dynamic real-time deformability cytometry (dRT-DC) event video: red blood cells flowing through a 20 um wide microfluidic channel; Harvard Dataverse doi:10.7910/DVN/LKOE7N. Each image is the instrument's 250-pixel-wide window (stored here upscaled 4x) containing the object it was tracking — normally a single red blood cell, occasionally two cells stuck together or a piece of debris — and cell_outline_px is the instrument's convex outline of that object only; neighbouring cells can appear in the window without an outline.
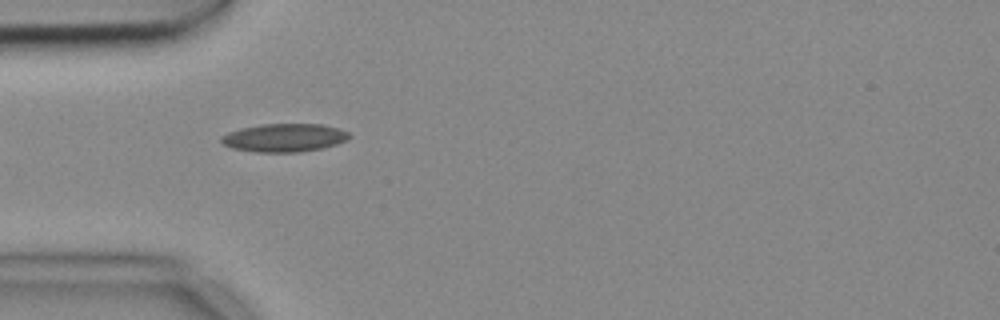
{"species": "common noctule bat (a hibernating species)", "species_latin": "Nyctalus noctula", "temperature_condition": "cold", "stored_images_in_passage": 2, "camera_frame_rate_fps": 3000, "um_per_image_px": 0.085, "animal": {"sex": "female", "body_mass_g": 18.4}, "frame": {"image": 1, "passage_image": 1, "time_ms": 0.0, "image_size_px": [1000, 320], "cell_outline_px": [[352, 136], [348, 140], [336, 144], [320, 148], [296, 152], [256, 152], [232, 148], [224, 144], [220, 140], [220, 136], [228, 132], [240, 128], [264, 124], [320, 124], [336, 128], [348, 132]], "centroid_in_image_um": [24.15, 11.7], "position_along_channel_um": 60.9, "area_um2": 20.92}}